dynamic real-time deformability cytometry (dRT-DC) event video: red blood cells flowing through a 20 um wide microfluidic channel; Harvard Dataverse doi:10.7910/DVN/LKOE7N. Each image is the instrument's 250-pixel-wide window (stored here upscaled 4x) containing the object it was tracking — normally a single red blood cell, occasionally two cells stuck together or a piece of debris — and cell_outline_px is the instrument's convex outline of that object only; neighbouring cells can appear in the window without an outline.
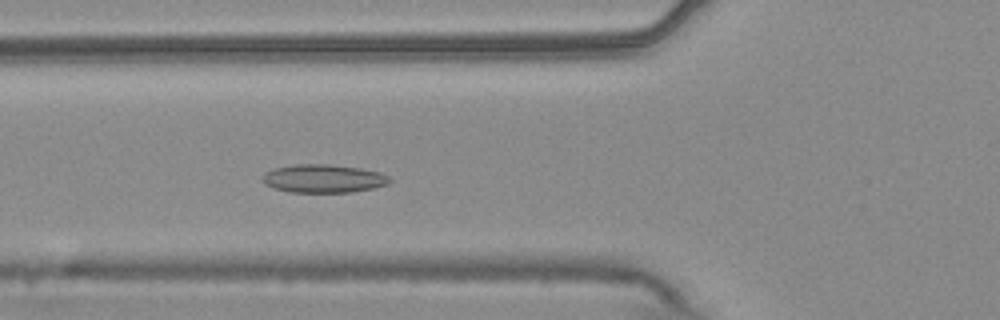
{"species": "common noctule bat (a hibernating species)", "species_latin": "Nyctalus noctula", "temperature_condition": "warm", "stored_images_in_passage": 52, "camera_frame_rate_fps": 3000, "um_per_image_px": 0.085, "animal": {"sex": "male", "body_mass_g": 20.4}, "frame": {"image": 1, "passage_image": 18, "time_ms": 5.667, "image_size_px": [1000, 320], "cell_outline_px": [[392, 180], [388, 184], [372, 188], [352, 192], [288, 192], [272, 188], [264, 184], [264, 176], [272, 168], [296, 164], [328, 164], [360, 168], [380, 172], [388, 176]], "centroid_in_image_um": [27.5, 15.18], "position_along_channel_um": 98.3, "area_um2": 20.92}}
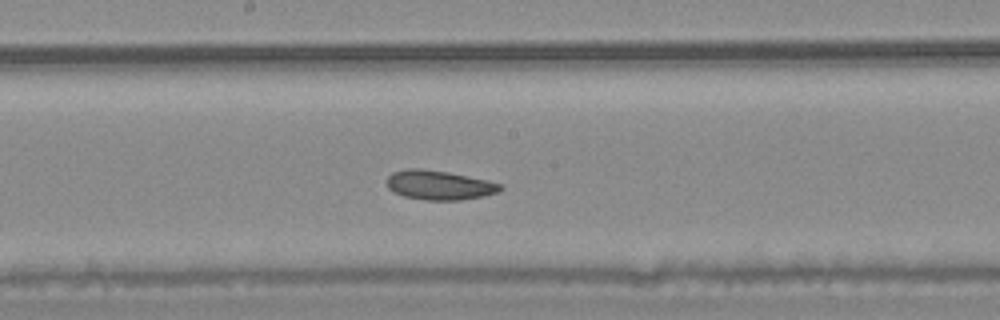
{"frame": {"image": 2, "passage_image": 27, "time_ms": 8.667, "image_size_px": [1000, 320], "cell_outline_px": [[504, 188], [500, 192], [484, 196], [460, 200], [428, 200], [404, 196], [388, 188], [388, 176], [392, 172], [408, 168], [420, 168], [448, 172], [488, 180], [504, 184]], "centroid_in_image_um": [37.4, 15.73], "position_along_channel_um": 210.8, "area_um2": 19.48}}
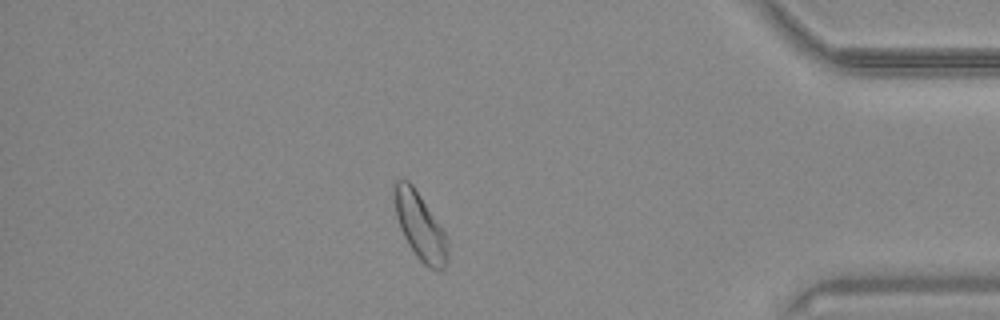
{"frame": {"image": 3, "passage_image": 45, "time_ms": 14.667, "image_size_px": [1000, 320], "cell_outline_px": [[448, 264], [440, 272], [436, 272], [424, 264], [416, 256], [408, 244], [400, 228], [396, 216], [392, 184], [396, 180], [408, 180], [412, 184], [448, 236]], "centroid_in_image_um": [35.72, 19.26], "position_along_channel_um": 399.5, "area_um2": 21.15}, "authors_computed_cell_mechanics": {"area_um2": 20.519, "velocity_mm_per_s": 3.7453, "shape_relaxation_time_tau1_ms": 8.4259, "shape_relaxation_time_tau2_ms": null, "deformation_change_tau1": 0.1145, "deformation_change_tau2": null}}